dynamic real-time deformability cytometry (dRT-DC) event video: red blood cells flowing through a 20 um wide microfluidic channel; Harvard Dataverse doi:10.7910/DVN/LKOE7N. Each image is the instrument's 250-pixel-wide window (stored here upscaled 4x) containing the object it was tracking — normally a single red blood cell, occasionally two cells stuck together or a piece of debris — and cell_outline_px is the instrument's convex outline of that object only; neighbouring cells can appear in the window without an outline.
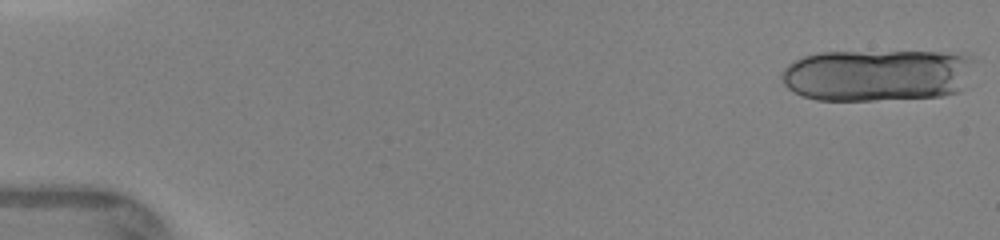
{"species": "human", "species_latin": "Homo sapiens", "temperature_condition": "warm", "stored_images_in_passage": 15, "camera_frame_rate_fps": 3000, "um_per_image_px": 0.085, "donor": {"sex": "female"}, "frame": {"image": 1, "passage_image": 1, "time_ms": 0.0, "image_size_px": [1000, 240], "cell_outline_px": [[980, 60], [960, 92], [944, 96], [876, 100], [816, 100], [800, 96], [792, 92], [784, 84], [780, 76], [780, 72], [788, 64], [804, 56], [820, 52], [968, 52], [980, 56]], "centroid_in_image_um": [74.69, 6.37], "position_along_channel_um": 10.3, "area_um2": 60.11}}